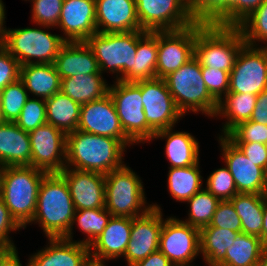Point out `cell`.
Here are the masks:
<instances>
[{"label":"cell","instance_id":"14","mask_svg":"<svg viewBox=\"0 0 267 266\" xmlns=\"http://www.w3.org/2000/svg\"><path fill=\"white\" fill-rule=\"evenodd\" d=\"M141 96L147 124L155 133L174 128L182 119L164 79L141 80Z\"/></svg>","mask_w":267,"mask_h":266},{"label":"cell","instance_id":"58","mask_svg":"<svg viewBox=\"0 0 267 266\" xmlns=\"http://www.w3.org/2000/svg\"><path fill=\"white\" fill-rule=\"evenodd\" d=\"M86 266H106V264L105 263H98V262H94V261L90 260Z\"/></svg>","mask_w":267,"mask_h":266},{"label":"cell","instance_id":"30","mask_svg":"<svg viewBox=\"0 0 267 266\" xmlns=\"http://www.w3.org/2000/svg\"><path fill=\"white\" fill-rule=\"evenodd\" d=\"M46 102V122L62 130L65 134L77 130L81 104L72 100L62 91L57 92Z\"/></svg>","mask_w":267,"mask_h":266},{"label":"cell","instance_id":"56","mask_svg":"<svg viewBox=\"0 0 267 266\" xmlns=\"http://www.w3.org/2000/svg\"><path fill=\"white\" fill-rule=\"evenodd\" d=\"M5 6L2 0H0V45L3 44L4 35H5V19H6V12H5Z\"/></svg>","mask_w":267,"mask_h":266},{"label":"cell","instance_id":"41","mask_svg":"<svg viewBox=\"0 0 267 266\" xmlns=\"http://www.w3.org/2000/svg\"><path fill=\"white\" fill-rule=\"evenodd\" d=\"M205 188L220 201L231 200L238 193L233 176L226 165L210 173Z\"/></svg>","mask_w":267,"mask_h":266},{"label":"cell","instance_id":"60","mask_svg":"<svg viewBox=\"0 0 267 266\" xmlns=\"http://www.w3.org/2000/svg\"><path fill=\"white\" fill-rule=\"evenodd\" d=\"M3 166L0 165V182H1V173H2Z\"/></svg>","mask_w":267,"mask_h":266},{"label":"cell","instance_id":"26","mask_svg":"<svg viewBox=\"0 0 267 266\" xmlns=\"http://www.w3.org/2000/svg\"><path fill=\"white\" fill-rule=\"evenodd\" d=\"M174 128L160 130L154 134V139H165V155L170 162L168 168L189 167L200 159L199 142L188 132L176 131Z\"/></svg>","mask_w":267,"mask_h":266},{"label":"cell","instance_id":"28","mask_svg":"<svg viewBox=\"0 0 267 266\" xmlns=\"http://www.w3.org/2000/svg\"><path fill=\"white\" fill-rule=\"evenodd\" d=\"M257 95L245 93H227L219 102L214 118H226L225 124L220 129L221 136H227L240 123L249 121Z\"/></svg>","mask_w":267,"mask_h":266},{"label":"cell","instance_id":"53","mask_svg":"<svg viewBox=\"0 0 267 266\" xmlns=\"http://www.w3.org/2000/svg\"><path fill=\"white\" fill-rule=\"evenodd\" d=\"M240 24V0H228V26Z\"/></svg>","mask_w":267,"mask_h":266},{"label":"cell","instance_id":"16","mask_svg":"<svg viewBox=\"0 0 267 266\" xmlns=\"http://www.w3.org/2000/svg\"><path fill=\"white\" fill-rule=\"evenodd\" d=\"M217 140L238 193L267 194V171L254 165L227 136L219 134Z\"/></svg>","mask_w":267,"mask_h":266},{"label":"cell","instance_id":"25","mask_svg":"<svg viewBox=\"0 0 267 266\" xmlns=\"http://www.w3.org/2000/svg\"><path fill=\"white\" fill-rule=\"evenodd\" d=\"M0 165L31 166V144L29 134L15 122L0 124Z\"/></svg>","mask_w":267,"mask_h":266},{"label":"cell","instance_id":"59","mask_svg":"<svg viewBox=\"0 0 267 266\" xmlns=\"http://www.w3.org/2000/svg\"><path fill=\"white\" fill-rule=\"evenodd\" d=\"M5 122L3 115H2V109H1V105H0V124Z\"/></svg>","mask_w":267,"mask_h":266},{"label":"cell","instance_id":"8","mask_svg":"<svg viewBox=\"0 0 267 266\" xmlns=\"http://www.w3.org/2000/svg\"><path fill=\"white\" fill-rule=\"evenodd\" d=\"M146 201L143 182L129 165L105 175V208L112 216H141L153 207Z\"/></svg>","mask_w":267,"mask_h":266},{"label":"cell","instance_id":"33","mask_svg":"<svg viewBox=\"0 0 267 266\" xmlns=\"http://www.w3.org/2000/svg\"><path fill=\"white\" fill-rule=\"evenodd\" d=\"M241 220V233L261 239L264 195L237 193L231 200Z\"/></svg>","mask_w":267,"mask_h":266},{"label":"cell","instance_id":"31","mask_svg":"<svg viewBox=\"0 0 267 266\" xmlns=\"http://www.w3.org/2000/svg\"><path fill=\"white\" fill-rule=\"evenodd\" d=\"M239 232L219 227L200 229V255L208 266H218L226 257V250L233 244Z\"/></svg>","mask_w":267,"mask_h":266},{"label":"cell","instance_id":"34","mask_svg":"<svg viewBox=\"0 0 267 266\" xmlns=\"http://www.w3.org/2000/svg\"><path fill=\"white\" fill-rule=\"evenodd\" d=\"M200 162L189 167L169 168L168 191L176 202L188 201L194 194L203 189V177Z\"/></svg>","mask_w":267,"mask_h":266},{"label":"cell","instance_id":"23","mask_svg":"<svg viewBox=\"0 0 267 266\" xmlns=\"http://www.w3.org/2000/svg\"><path fill=\"white\" fill-rule=\"evenodd\" d=\"M96 26L99 33L142 30L135 0H95Z\"/></svg>","mask_w":267,"mask_h":266},{"label":"cell","instance_id":"45","mask_svg":"<svg viewBox=\"0 0 267 266\" xmlns=\"http://www.w3.org/2000/svg\"><path fill=\"white\" fill-rule=\"evenodd\" d=\"M201 73L210 95L219 102L229 91L230 73L201 66Z\"/></svg>","mask_w":267,"mask_h":266},{"label":"cell","instance_id":"36","mask_svg":"<svg viewBox=\"0 0 267 266\" xmlns=\"http://www.w3.org/2000/svg\"><path fill=\"white\" fill-rule=\"evenodd\" d=\"M111 216L112 214L105 207L76 210L71 228L63 238L69 241H74L72 231L73 228H75L73 226L76 224L78 225L77 227L79 230L87 236L85 239L83 238V240H78L77 242L90 246L107 226Z\"/></svg>","mask_w":267,"mask_h":266},{"label":"cell","instance_id":"3","mask_svg":"<svg viewBox=\"0 0 267 266\" xmlns=\"http://www.w3.org/2000/svg\"><path fill=\"white\" fill-rule=\"evenodd\" d=\"M47 172L33 166L3 167L0 195L11 216L25 229L37 207L38 190Z\"/></svg>","mask_w":267,"mask_h":266},{"label":"cell","instance_id":"57","mask_svg":"<svg viewBox=\"0 0 267 266\" xmlns=\"http://www.w3.org/2000/svg\"><path fill=\"white\" fill-rule=\"evenodd\" d=\"M255 266H267V249L262 253V256Z\"/></svg>","mask_w":267,"mask_h":266},{"label":"cell","instance_id":"4","mask_svg":"<svg viewBox=\"0 0 267 266\" xmlns=\"http://www.w3.org/2000/svg\"><path fill=\"white\" fill-rule=\"evenodd\" d=\"M244 44L238 27L197 23L194 57L201 66L230 73Z\"/></svg>","mask_w":267,"mask_h":266},{"label":"cell","instance_id":"1","mask_svg":"<svg viewBox=\"0 0 267 266\" xmlns=\"http://www.w3.org/2000/svg\"><path fill=\"white\" fill-rule=\"evenodd\" d=\"M127 147L118 139L75 130L66 134V166L106 175L124 166Z\"/></svg>","mask_w":267,"mask_h":266},{"label":"cell","instance_id":"32","mask_svg":"<svg viewBox=\"0 0 267 266\" xmlns=\"http://www.w3.org/2000/svg\"><path fill=\"white\" fill-rule=\"evenodd\" d=\"M157 31L137 30V50L133 60V82L156 78Z\"/></svg>","mask_w":267,"mask_h":266},{"label":"cell","instance_id":"44","mask_svg":"<svg viewBox=\"0 0 267 266\" xmlns=\"http://www.w3.org/2000/svg\"><path fill=\"white\" fill-rule=\"evenodd\" d=\"M227 137L233 143H267V126L253 121H245L236 126Z\"/></svg>","mask_w":267,"mask_h":266},{"label":"cell","instance_id":"54","mask_svg":"<svg viewBox=\"0 0 267 266\" xmlns=\"http://www.w3.org/2000/svg\"><path fill=\"white\" fill-rule=\"evenodd\" d=\"M265 0H240V23L254 10L259 8Z\"/></svg>","mask_w":267,"mask_h":266},{"label":"cell","instance_id":"9","mask_svg":"<svg viewBox=\"0 0 267 266\" xmlns=\"http://www.w3.org/2000/svg\"><path fill=\"white\" fill-rule=\"evenodd\" d=\"M110 94L125 135L134 143L153 140L155 132L148 126L141 96V80L137 82L114 81Z\"/></svg>","mask_w":267,"mask_h":266},{"label":"cell","instance_id":"12","mask_svg":"<svg viewBox=\"0 0 267 266\" xmlns=\"http://www.w3.org/2000/svg\"><path fill=\"white\" fill-rule=\"evenodd\" d=\"M140 28L144 31H165L186 28L195 23L187 0H135Z\"/></svg>","mask_w":267,"mask_h":266},{"label":"cell","instance_id":"43","mask_svg":"<svg viewBox=\"0 0 267 266\" xmlns=\"http://www.w3.org/2000/svg\"><path fill=\"white\" fill-rule=\"evenodd\" d=\"M32 3L31 18L36 25L57 27L64 0H28Z\"/></svg>","mask_w":267,"mask_h":266},{"label":"cell","instance_id":"22","mask_svg":"<svg viewBox=\"0 0 267 266\" xmlns=\"http://www.w3.org/2000/svg\"><path fill=\"white\" fill-rule=\"evenodd\" d=\"M30 266H86L89 246L63 237L48 238V245L29 257Z\"/></svg>","mask_w":267,"mask_h":266},{"label":"cell","instance_id":"20","mask_svg":"<svg viewBox=\"0 0 267 266\" xmlns=\"http://www.w3.org/2000/svg\"><path fill=\"white\" fill-rule=\"evenodd\" d=\"M57 27L66 42L86 41L97 33L95 0H64Z\"/></svg>","mask_w":267,"mask_h":266},{"label":"cell","instance_id":"27","mask_svg":"<svg viewBox=\"0 0 267 266\" xmlns=\"http://www.w3.org/2000/svg\"><path fill=\"white\" fill-rule=\"evenodd\" d=\"M19 79L35 98L46 100L61 91V78L54 64L22 65Z\"/></svg>","mask_w":267,"mask_h":266},{"label":"cell","instance_id":"49","mask_svg":"<svg viewBox=\"0 0 267 266\" xmlns=\"http://www.w3.org/2000/svg\"><path fill=\"white\" fill-rule=\"evenodd\" d=\"M242 153L261 168L267 171V151L265 144L250 142V143H234Z\"/></svg>","mask_w":267,"mask_h":266},{"label":"cell","instance_id":"46","mask_svg":"<svg viewBox=\"0 0 267 266\" xmlns=\"http://www.w3.org/2000/svg\"><path fill=\"white\" fill-rule=\"evenodd\" d=\"M208 226L241 233V220L230 200L220 201Z\"/></svg>","mask_w":267,"mask_h":266},{"label":"cell","instance_id":"47","mask_svg":"<svg viewBox=\"0 0 267 266\" xmlns=\"http://www.w3.org/2000/svg\"><path fill=\"white\" fill-rule=\"evenodd\" d=\"M20 77V64L2 45H0V92Z\"/></svg>","mask_w":267,"mask_h":266},{"label":"cell","instance_id":"19","mask_svg":"<svg viewBox=\"0 0 267 266\" xmlns=\"http://www.w3.org/2000/svg\"><path fill=\"white\" fill-rule=\"evenodd\" d=\"M60 174L66 183L75 210L105 207V175L73 168H64Z\"/></svg>","mask_w":267,"mask_h":266},{"label":"cell","instance_id":"29","mask_svg":"<svg viewBox=\"0 0 267 266\" xmlns=\"http://www.w3.org/2000/svg\"><path fill=\"white\" fill-rule=\"evenodd\" d=\"M103 74H79L61 79V91L79 104L89 103L108 94L109 84Z\"/></svg>","mask_w":267,"mask_h":266},{"label":"cell","instance_id":"35","mask_svg":"<svg viewBox=\"0 0 267 266\" xmlns=\"http://www.w3.org/2000/svg\"><path fill=\"white\" fill-rule=\"evenodd\" d=\"M266 249L258 236L239 233L218 266H255Z\"/></svg>","mask_w":267,"mask_h":266},{"label":"cell","instance_id":"6","mask_svg":"<svg viewBox=\"0 0 267 266\" xmlns=\"http://www.w3.org/2000/svg\"><path fill=\"white\" fill-rule=\"evenodd\" d=\"M93 50L100 72L116 74L115 80L133 82V60L137 50V30L95 33L86 41Z\"/></svg>","mask_w":267,"mask_h":266},{"label":"cell","instance_id":"5","mask_svg":"<svg viewBox=\"0 0 267 266\" xmlns=\"http://www.w3.org/2000/svg\"><path fill=\"white\" fill-rule=\"evenodd\" d=\"M163 79L183 116L192 111L214 117L218 102L208 92L201 65L195 57Z\"/></svg>","mask_w":267,"mask_h":266},{"label":"cell","instance_id":"13","mask_svg":"<svg viewBox=\"0 0 267 266\" xmlns=\"http://www.w3.org/2000/svg\"><path fill=\"white\" fill-rule=\"evenodd\" d=\"M196 34V22L178 30L157 31L156 78L163 79L194 57Z\"/></svg>","mask_w":267,"mask_h":266},{"label":"cell","instance_id":"15","mask_svg":"<svg viewBox=\"0 0 267 266\" xmlns=\"http://www.w3.org/2000/svg\"><path fill=\"white\" fill-rule=\"evenodd\" d=\"M28 134L31 166L47 173H60L66 166V134L48 123Z\"/></svg>","mask_w":267,"mask_h":266},{"label":"cell","instance_id":"48","mask_svg":"<svg viewBox=\"0 0 267 266\" xmlns=\"http://www.w3.org/2000/svg\"><path fill=\"white\" fill-rule=\"evenodd\" d=\"M23 229L11 216L9 209L5 205L0 195V247L2 249L16 248L9 234L13 231Z\"/></svg>","mask_w":267,"mask_h":266},{"label":"cell","instance_id":"2","mask_svg":"<svg viewBox=\"0 0 267 266\" xmlns=\"http://www.w3.org/2000/svg\"><path fill=\"white\" fill-rule=\"evenodd\" d=\"M74 203L60 173H47L39 186L37 207L30 225L39 224L47 238L64 237L71 228Z\"/></svg>","mask_w":267,"mask_h":266},{"label":"cell","instance_id":"24","mask_svg":"<svg viewBox=\"0 0 267 266\" xmlns=\"http://www.w3.org/2000/svg\"><path fill=\"white\" fill-rule=\"evenodd\" d=\"M54 66L61 79L79 74H102L93 50L85 41L65 42Z\"/></svg>","mask_w":267,"mask_h":266},{"label":"cell","instance_id":"17","mask_svg":"<svg viewBox=\"0 0 267 266\" xmlns=\"http://www.w3.org/2000/svg\"><path fill=\"white\" fill-rule=\"evenodd\" d=\"M161 207H153L145 214L132 218L130 240L123 257L127 266L144 260L148 255L159 250L160 232L164 218Z\"/></svg>","mask_w":267,"mask_h":266},{"label":"cell","instance_id":"38","mask_svg":"<svg viewBox=\"0 0 267 266\" xmlns=\"http://www.w3.org/2000/svg\"><path fill=\"white\" fill-rule=\"evenodd\" d=\"M186 202L189 204L188 218L182 221L201 229L210 224L220 200L203 188Z\"/></svg>","mask_w":267,"mask_h":266},{"label":"cell","instance_id":"42","mask_svg":"<svg viewBox=\"0 0 267 266\" xmlns=\"http://www.w3.org/2000/svg\"><path fill=\"white\" fill-rule=\"evenodd\" d=\"M15 123L23 131L30 132L46 124V102L44 99L28 98Z\"/></svg>","mask_w":267,"mask_h":266},{"label":"cell","instance_id":"50","mask_svg":"<svg viewBox=\"0 0 267 266\" xmlns=\"http://www.w3.org/2000/svg\"><path fill=\"white\" fill-rule=\"evenodd\" d=\"M250 121L267 126V88L257 95Z\"/></svg>","mask_w":267,"mask_h":266},{"label":"cell","instance_id":"51","mask_svg":"<svg viewBox=\"0 0 267 266\" xmlns=\"http://www.w3.org/2000/svg\"><path fill=\"white\" fill-rule=\"evenodd\" d=\"M132 266H174L169 259L160 251L148 255L144 260L139 261Z\"/></svg>","mask_w":267,"mask_h":266},{"label":"cell","instance_id":"21","mask_svg":"<svg viewBox=\"0 0 267 266\" xmlns=\"http://www.w3.org/2000/svg\"><path fill=\"white\" fill-rule=\"evenodd\" d=\"M132 228V218L111 216L102 233L89 246L90 260L105 263L123 257Z\"/></svg>","mask_w":267,"mask_h":266},{"label":"cell","instance_id":"55","mask_svg":"<svg viewBox=\"0 0 267 266\" xmlns=\"http://www.w3.org/2000/svg\"><path fill=\"white\" fill-rule=\"evenodd\" d=\"M261 240L263 245L267 248V194H264L263 225L261 231Z\"/></svg>","mask_w":267,"mask_h":266},{"label":"cell","instance_id":"10","mask_svg":"<svg viewBox=\"0 0 267 266\" xmlns=\"http://www.w3.org/2000/svg\"><path fill=\"white\" fill-rule=\"evenodd\" d=\"M267 88V47L244 44L230 72L228 93L259 95Z\"/></svg>","mask_w":267,"mask_h":266},{"label":"cell","instance_id":"39","mask_svg":"<svg viewBox=\"0 0 267 266\" xmlns=\"http://www.w3.org/2000/svg\"><path fill=\"white\" fill-rule=\"evenodd\" d=\"M237 27L243 35L245 44L256 47L265 44L264 47H267V0ZM259 42H262L261 45Z\"/></svg>","mask_w":267,"mask_h":266},{"label":"cell","instance_id":"11","mask_svg":"<svg viewBox=\"0 0 267 266\" xmlns=\"http://www.w3.org/2000/svg\"><path fill=\"white\" fill-rule=\"evenodd\" d=\"M159 250L174 266H191L200 253V229L179 218L164 219L160 232Z\"/></svg>","mask_w":267,"mask_h":266},{"label":"cell","instance_id":"40","mask_svg":"<svg viewBox=\"0 0 267 266\" xmlns=\"http://www.w3.org/2000/svg\"><path fill=\"white\" fill-rule=\"evenodd\" d=\"M29 97L28 91L20 79L8 84L0 92V105L4 120L15 122Z\"/></svg>","mask_w":267,"mask_h":266},{"label":"cell","instance_id":"37","mask_svg":"<svg viewBox=\"0 0 267 266\" xmlns=\"http://www.w3.org/2000/svg\"><path fill=\"white\" fill-rule=\"evenodd\" d=\"M196 23L228 26V0H187Z\"/></svg>","mask_w":267,"mask_h":266},{"label":"cell","instance_id":"7","mask_svg":"<svg viewBox=\"0 0 267 266\" xmlns=\"http://www.w3.org/2000/svg\"><path fill=\"white\" fill-rule=\"evenodd\" d=\"M5 29L2 46L18 60L20 66L25 64H54L59 50L66 42L63 35L51 34V26ZM47 29V30H46ZM48 31V32H47Z\"/></svg>","mask_w":267,"mask_h":266},{"label":"cell","instance_id":"18","mask_svg":"<svg viewBox=\"0 0 267 266\" xmlns=\"http://www.w3.org/2000/svg\"><path fill=\"white\" fill-rule=\"evenodd\" d=\"M77 130L118 139L126 147L134 144L121 127L116 107L109 93L101 99L81 105Z\"/></svg>","mask_w":267,"mask_h":266},{"label":"cell","instance_id":"52","mask_svg":"<svg viewBox=\"0 0 267 266\" xmlns=\"http://www.w3.org/2000/svg\"><path fill=\"white\" fill-rule=\"evenodd\" d=\"M18 249H1L0 250V266H23L20 262L18 255ZM28 264L30 266V260L28 259Z\"/></svg>","mask_w":267,"mask_h":266}]
</instances>
